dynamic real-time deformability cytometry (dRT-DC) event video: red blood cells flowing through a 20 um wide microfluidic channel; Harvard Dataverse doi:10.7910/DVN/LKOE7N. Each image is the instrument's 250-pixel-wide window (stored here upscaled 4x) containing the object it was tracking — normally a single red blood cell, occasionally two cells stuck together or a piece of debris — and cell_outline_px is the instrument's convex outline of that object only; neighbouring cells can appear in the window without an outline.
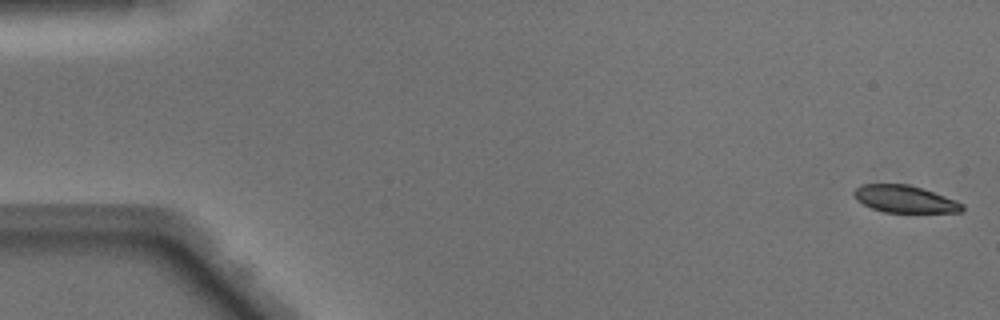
{"species": "Egyptian fruit bat (a non-hibernating species)", "species_latin": "Rousettus aegyptiacus", "temperature_condition": "warm", "stored_images_in_passage": 49, "camera_frame_rate_fps": 3000, "um_per_image_px": 0.085, "animal": {"sex": "male"}, "frame": {"image": 1, "passage_image": 1, "time_ms": 0.0, "image_size_px": [1000, 320], "cell_outline_px": [[964, 208], [960, 212], [884, 212], [872, 208], [856, 200], [852, 196], [852, 192], [860, 184], [908, 184], [956, 200], [964, 204]], "centroid_in_image_um": [76.86, 16.92], "position_along_channel_um": 8.1, "area_um2": 17.05}}
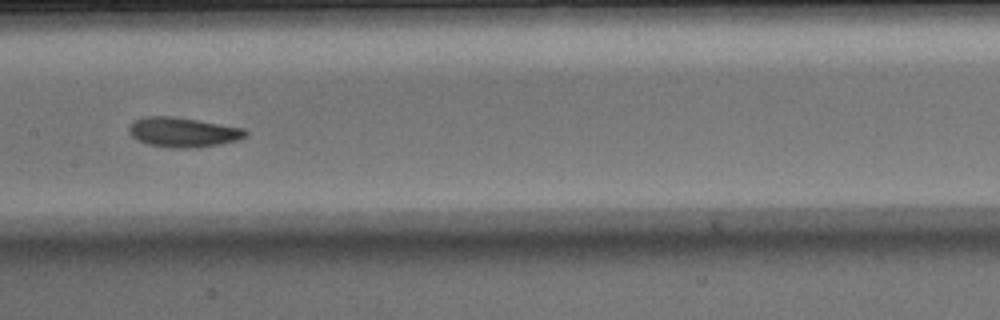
{"frame": {"image": 2, "passage_image": 25, "time_ms": 8.0, "image_size_px": [1000, 320], "cell_outline_px": [[248, 132], [244, 136], [236, 140], [220, 144], [200, 148], [168, 148], [148, 144], [136, 140], [128, 132], [128, 128], [136, 120], [144, 116], [176, 116], [244, 128]], "centroid_in_image_um": [15.54, 11.24], "position_along_channel_um": 191.9, "area_um2": 20.35}}
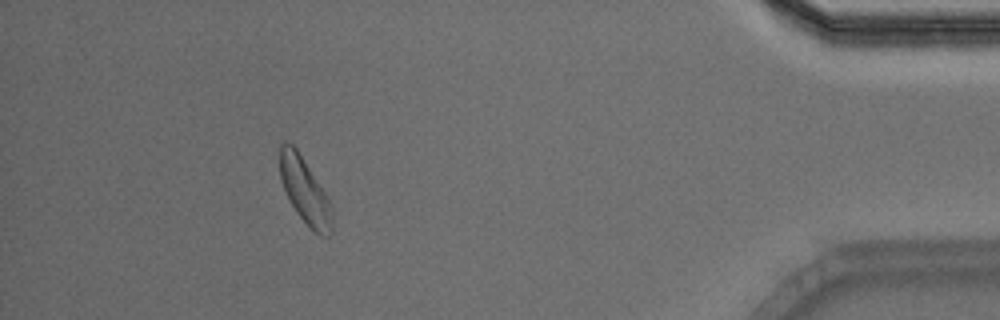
{"frame": {"image": 3, "passage_image": 45, "time_ms": 14.667, "image_size_px": [1000, 320], "cell_outline_px": [[332, 232], [328, 236], [320, 236], [296, 212], [284, 188], [280, 176], [280, 144], [284, 140], [288, 140], [296, 148], [324, 192], [332, 208]], "centroid_in_image_um": [25.9, 16.19], "position_along_channel_um": 409.3, "area_um2": 19.42}, "authors_computed_cell_mechanics": {"area_um2": 19.5942, "velocity_mm_per_s": 4.0779, "shape_relaxation_time_tau1_ms": 3.2544, "shape_relaxation_time_tau2_ms": 2.5603, "deformation_change_tau1": 0.1051, "deformation_change_tau2": 0.0857}}